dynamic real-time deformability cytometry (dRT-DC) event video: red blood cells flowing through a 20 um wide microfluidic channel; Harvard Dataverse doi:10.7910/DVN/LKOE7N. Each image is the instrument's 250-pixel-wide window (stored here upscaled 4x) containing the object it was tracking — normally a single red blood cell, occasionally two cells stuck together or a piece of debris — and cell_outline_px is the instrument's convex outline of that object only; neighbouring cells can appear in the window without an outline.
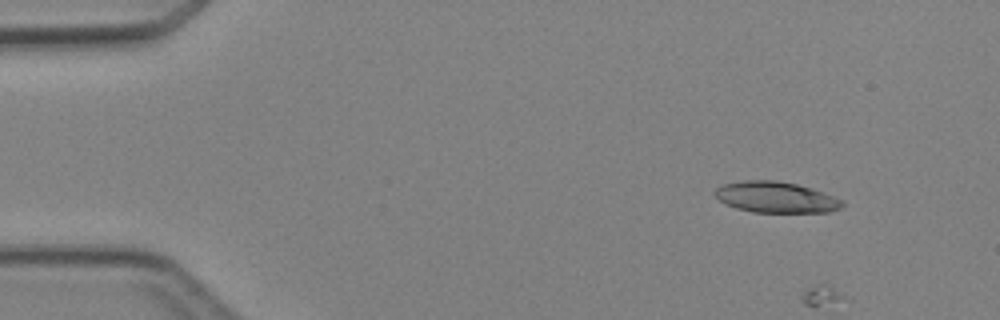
{"species": "Egyptian fruit bat (a non-hibernating species)", "species_latin": "Rousettus aegyptiacus", "temperature_condition": "cold", "stored_images_in_passage": 5, "camera_frame_rate_fps": 3000, "um_per_image_px": 0.085, "animal": {"sex": "female"}, "frame": {"image": 1, "passage_image": 2, "time_ms": 1.333, "image_size_px": [1000, 320], "cell_outline_px": [[844, 204], [840, 208], [828, 212], [752, 212], [736, 208], [720, 200], [712, 192], [720, 184], [744, 180], [776, 180], [796, 184], [812, 188], [844, 200]], "centroid_in_image_um": [65.94, 16.75], "position_along_channel_um": 19.1, "area_um2": 23.06}}